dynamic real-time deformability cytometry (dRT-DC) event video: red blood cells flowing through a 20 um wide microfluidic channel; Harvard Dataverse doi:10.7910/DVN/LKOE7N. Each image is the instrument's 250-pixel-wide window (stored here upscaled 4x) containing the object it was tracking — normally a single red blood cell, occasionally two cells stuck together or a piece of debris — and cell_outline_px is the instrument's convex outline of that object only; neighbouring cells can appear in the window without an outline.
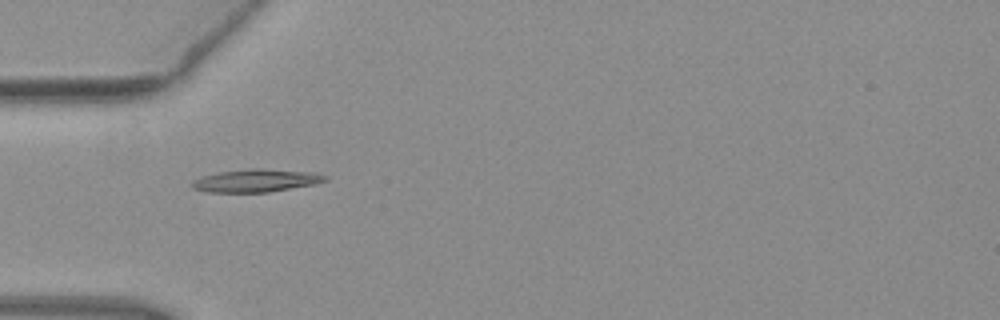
{"species": "common noctule bat (a hibernating species)", "species_latin": "Nyctalus noctula", "temperature_condition": "warm", "stored_images_in_passage": 7, "camera_frame_rate_fps": 3000, "um_per_image_px": 0.085, "animal": {"sex": "female", "body_mass_g": 19.3, "forearm_length_mm": 54.1}, "frame": {"image": 1, "passage_image": 4, "time_ms": 1.0, "image_size_px": [1000, 320], "cell_outline_px": [[328, 180], [316, 184], [268, 192], [208, 192], [192, 188], [192, 180], [204, 176], [220, 172], [252, 168], [260, 168], [316, 172], [328, 176]], "centroid_in_image_um": [21.83, 15.34], "position_along_channel_um": 63.2, "area_um2": 17.74}}
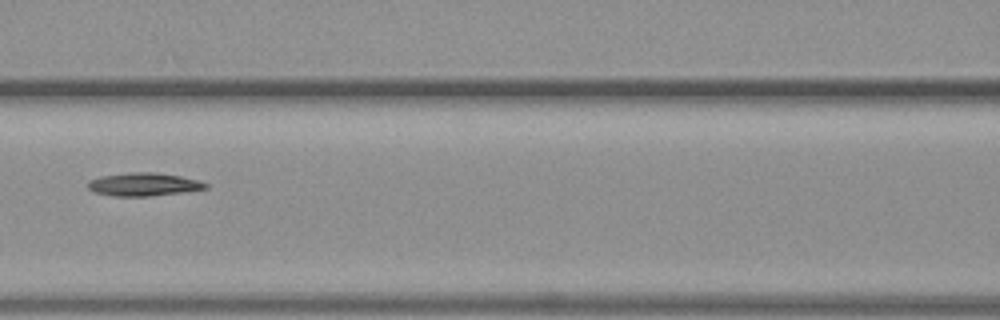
{"frame": {"image": 2, "passage_image": 6, "time_ms": 1.667, "image_size_px": [1000, 320], "cell_outline_px": [[208, 188], [180, 192], [148, 196], [112, 196], [96, 192], [88, 188], [88, 180], [100, 176], [132, 172], [156, 172], [180, 176], [200, 180], [208, 184]], "centroid_in_image_um": [12.2, 15.66], "position_along_channel_um": 154.4, "area_um2": 15.78}}
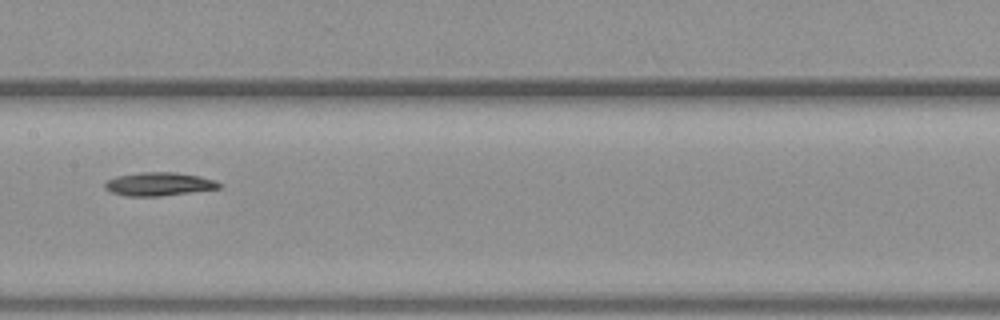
{"frame": {"image": 3, "passage_image": 7, "time_ms": 2.0, "image_size_px": [1000, 320], "cell_outline_px": [[220, 188], [160, 196], [124, 196], [112, 192], [104, 188], [104, 180], [116, 176], [140, 172], [176, 172], [200, 176], [216, 180], [220, 184]], "centroid_in_image_um": [13.46, 15.63], "position_along_channel_um": 193.9, "area_um2": 15.66}}